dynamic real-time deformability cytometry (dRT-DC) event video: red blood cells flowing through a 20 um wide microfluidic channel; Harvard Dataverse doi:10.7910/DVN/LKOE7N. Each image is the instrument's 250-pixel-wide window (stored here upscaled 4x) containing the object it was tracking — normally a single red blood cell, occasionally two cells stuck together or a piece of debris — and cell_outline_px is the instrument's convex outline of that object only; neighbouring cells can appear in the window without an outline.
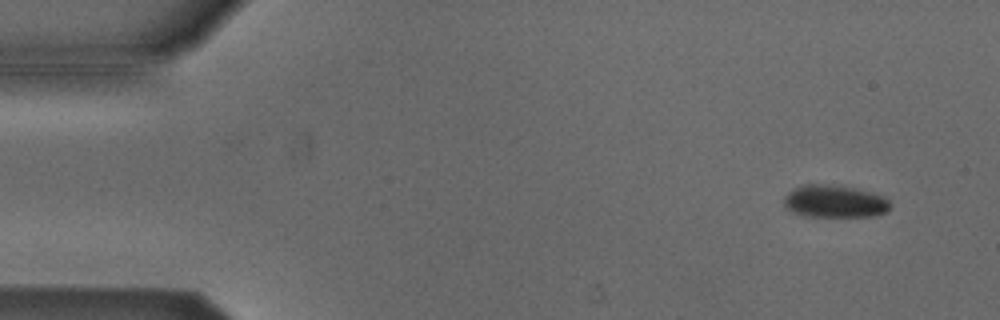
{"species": "Egyptian fruit bat (a non-hibernating species)", "species_latin": "Rousettus aegyptiacus", "temperature_condition": "cold", "stored_images_in_passage": 53, "camera_frame_rate_fps": 3000, "um_per_image_px": 0.085, "animal": {"sex": "male"}, "frame": {"image": 1, "passage_image": 3, "time_ms": 0.667, "image_size_px": [1000, 320], "cell_outline_px": [[892, 208], [876, 216], [808, 216], [792, 212], [784, 204], [784, 196], [788, 192], [796, 188], [808, 184], [820, 184], [856, 188], [884, 196], [888, 200]], "centroid_in_image_um": [70.97, 17.12], "position_along_channel_um": 14.0, "area_um2": 19.88}}
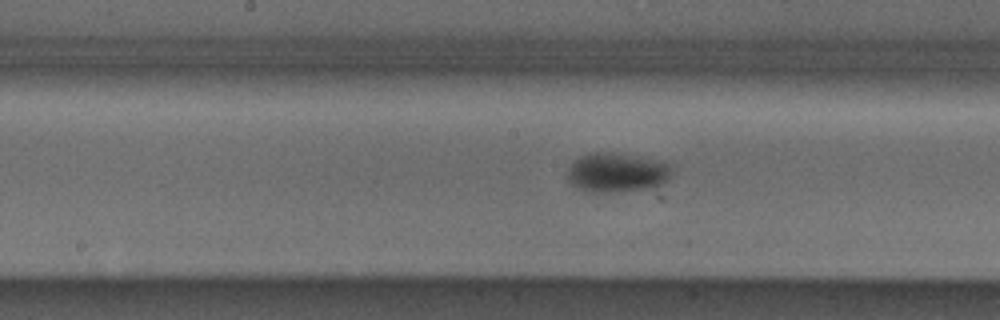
{"frame": {"image": 2, "passage_image": 26, "time_ms": 8.333, "image_size_px": [1000, 320], "cell_outline_px": [[672, 176], [668, 180], [652, 188], [616, 192], [592, 192], [580, 188], [572, 184], [568, 180], [568, 168], [580, 156], [592, 152], [612, 152], [640, 156], [668, 164], [672, 172]], "centroid_in_image_um": [52.44, 14.66], "position_along_channel_um": 195.8, "area_um2": 23.87}}
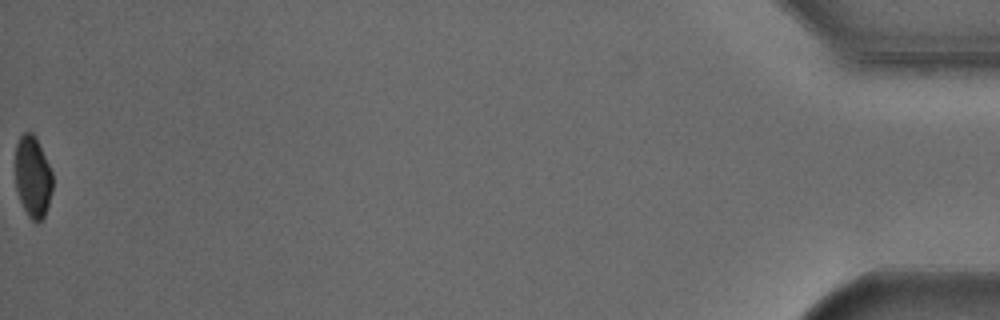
{"frame": {"image": 3, "passage_image": 53, "time_ms": 17.333, "image_size_px": [1000, 320], "cell_outline_px": [[52, 192], [44, 216], [36, 224], [28, 216], [20, 200], [16, 188], [16, 144], [20, 136], [24, 132], [32, 132], [36, 136], [52, 172]], "centroid_in_image_um": [2.79, 15.01], "position_along_channel_um": 432.4, "area_um2": 17.63}, "authors_computed_cell_mechanics": {"area_um2": 21.3282, "velocity_mm_per_s": 3.8144, "shape_relaxation_time_tau1_ms": 1.2993, "shape_relaxation_time_tau2_ms": null, "deformation_change_tau1": 0.0646, "deformation_change_tau2": null}}